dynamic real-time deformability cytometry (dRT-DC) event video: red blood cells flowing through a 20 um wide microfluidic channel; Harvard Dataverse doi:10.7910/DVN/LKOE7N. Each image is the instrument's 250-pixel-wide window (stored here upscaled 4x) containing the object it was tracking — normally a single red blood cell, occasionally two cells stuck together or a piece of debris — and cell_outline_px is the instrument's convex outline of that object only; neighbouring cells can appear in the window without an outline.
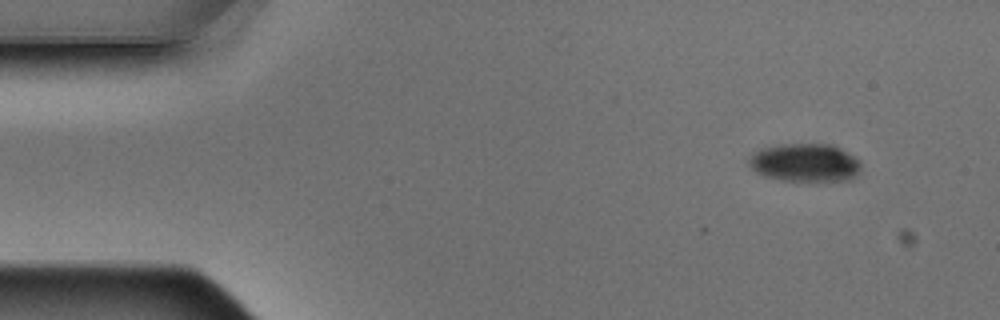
{"species": "Egyptian fruit bat (a non-hibernating species)", "species_latin": "Rousettus aegyptiacus", "temperature_condition": "warm", "stored_images_in_passage": 4, "camera_frame_rate_fps": 3000, "um_per_image_px": 0.085, "animal": {"sex": "male"}, "frame": {"image": 1, "passage_image": 1, "time_ms": 0.0, "image_size_px": [1000, 320], "cell_outline_px": [[860, 172], [852, 180], [780, 180], [764, 176], [756, 172], [748, 164], [748, 160], [756, 152], [764, 148], [784, 144], [832, 144], [840, 148], [860, 160]], "centroid_in_image_um": [68.46, 13.83], "position_along_channel_um": 16.5, "area_um2": 24.74}}
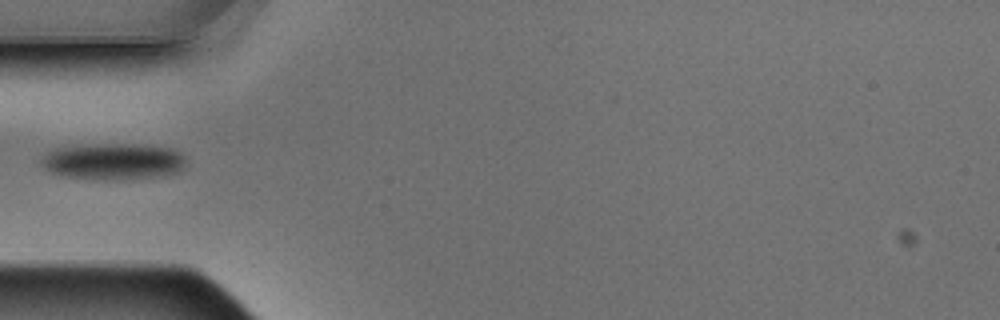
{"frame": {"image": 2, "passage_image": 4, "time_ms": 1.0, "image_size_px": [1000, 320], "cell_outline_px": [[184, 168], [180, 172], [164, 176], [124, 180], [92, 180], [64, 176], [52, 172], [44, 168], [40, 164], [40, 160], [48, 152], [56, 148], [96, 144], [136, 144], [172, 148], [180, 152], [184, 156]], "centroid_in_image_um": [9.66, 13.74], "position_along_channel_um": 75.3, "area_um2": 31.21}}